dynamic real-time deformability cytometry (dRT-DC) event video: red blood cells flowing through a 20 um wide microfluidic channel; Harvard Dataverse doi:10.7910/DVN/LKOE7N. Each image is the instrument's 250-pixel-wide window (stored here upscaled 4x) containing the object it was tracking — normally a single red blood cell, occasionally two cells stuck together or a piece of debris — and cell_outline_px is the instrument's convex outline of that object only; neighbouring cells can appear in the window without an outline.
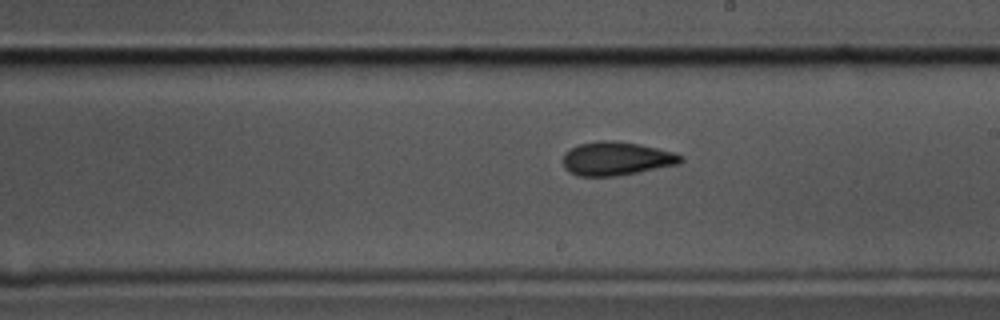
{"species": "common noctule bat (a hibernating species)", "species_latin": "Nyctalus noctula", "temperature_condition": "cold", "stored_images_in_passage": 57, "camera_frame_rate_fps": 3000, "um_per_image_px": 0.085, "animal": {"sex": "male", "body_mass_g": 17.5, "forearm_length_mm": 52.3}, "frame": {"image": 1, "passage_image": 32, "time_ms": 10.333, "image_size_px": [1000, 320], "cell_outline_px": [[684, 160], [680, 164], [616, 176], [580, 176], [568, 172], [564, 168], [564, 152], [580, 144], [596, 140], [612, 140], [640, 144], [672, 152], [684, 156]], "centroid_in_image_um": [52.39, 13.48], "position_along_channel_um": 236.6, "area_um2": 23.06}}
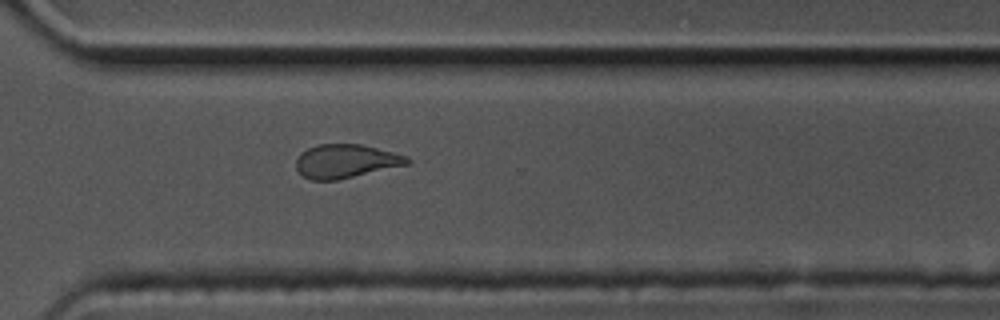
{"frame": {"image": 2, "passage_image": 41, "time_ms": 13.333, "image_size_px": [1000, 320], "cell_outline_px": [[412, 160], [408, 164], [336, 180], [312, 180], [304, 176], [296, 168], [296, 160], [300, 152], [308, 148], [320, 144], [360, 144], [408, 156]], "centroid_in_image_um": [29.38, 13.69], "position_along_channel_um": 341.2, "area_um2": 21.56}}
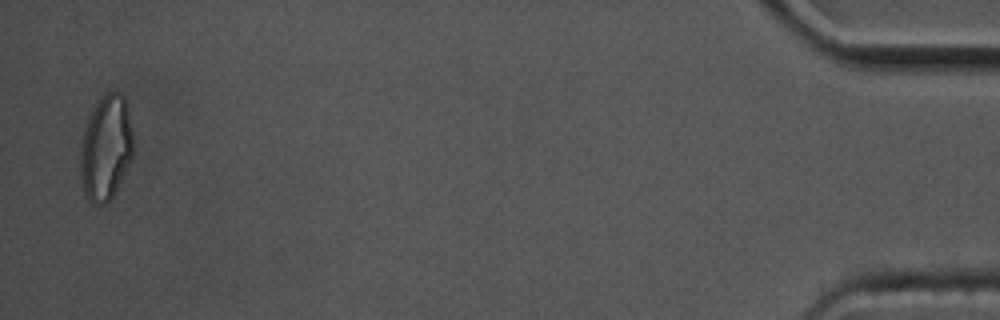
{"frame": {"image": 3, "passage_image": 56, "time_ms": 18.333, "image_size_px": [1000, 320], "cell_outline_px": [[132, 156], [112, 196], [104, 204], [92, 204], [84, 192], [80, 172], [80, 144], [84, 128], [96, 104], [108, 92], [116, 92], [124, 96], [128, 108], [132, 132]], "centroid_in_image_um": [8.98, 12.57], "position_along_channel_um": 426.2, "area_um2": 31.73}, "authors_computed_cell_mechanics": {"area_um2": 22.8888, "velocity_mm_per_s": 3.4892, "shape_relaxation_time_tau1_ms": 5.6223, "shape_relaxation_time_tau2_ms": 3.8307, "deformation_change_tau1": 0.1329, "deformation_change_tau2": 0.1162}}